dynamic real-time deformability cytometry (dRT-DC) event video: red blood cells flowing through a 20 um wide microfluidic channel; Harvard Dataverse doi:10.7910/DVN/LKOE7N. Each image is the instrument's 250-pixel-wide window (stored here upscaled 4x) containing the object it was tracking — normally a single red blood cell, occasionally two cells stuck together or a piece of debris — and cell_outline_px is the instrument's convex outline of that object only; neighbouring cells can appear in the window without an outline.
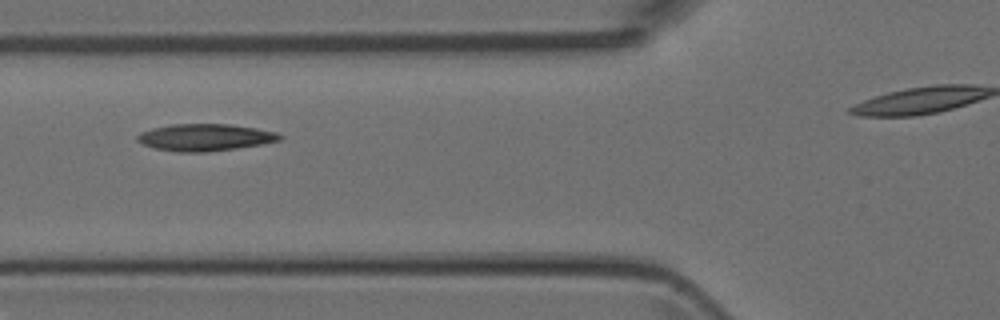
{"species": "Egyptian fruit bat (a non-hibernating species)", "species_latin": "Rousettus aegyptiacus", "temperature_condition": "room temperature", "stored_images_in_passage": 9, "segment_of_instrument_passage": [1, 2], "camera_frame_rate_fps": 3000, "um_per_image_px": 0.085, "animal": {"sex": "female"}, "frame": {"image": 1, "passage_image": 4, "time_ms": 4.333, "image_size_px": [1000, 320], "cell_outline_px": [[284, 136], [280, 140], [264, 144], [236, 148], [204, 152], [180, 152], [156, 148], [144, 144], [136, 140], [136, 136], [140, 132], [152, 128], [172, 124], [232, 124], [256, 128], [276, 132]], "centroid_in_image_um": [17.45, 11.67], "position_along_channel_um": 108.3, "area_um2": 22.37}}
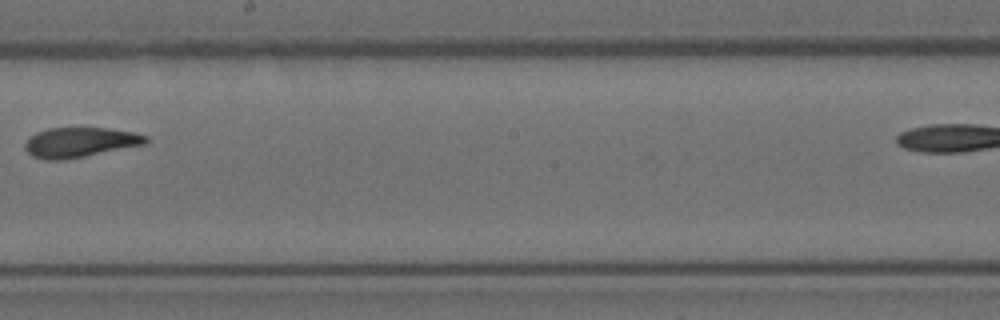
{"frame": {"image": 2, "passage_image": 7, "time_ms": 7.667, "image_size_px": [1000, 320], "cell_outline_px": [[148, 140], [144, 144], [84, 156], [60, 160], [48, 160], [32, 156], [24, 148], [24, 144], [36, 132], [48, 128], [108, 128], [136, 132], [148, 136]], "centroid_in_image_um": [6.8, 12.08], "position_along_channel_um": 241.4, "area_um2": 20.81}}
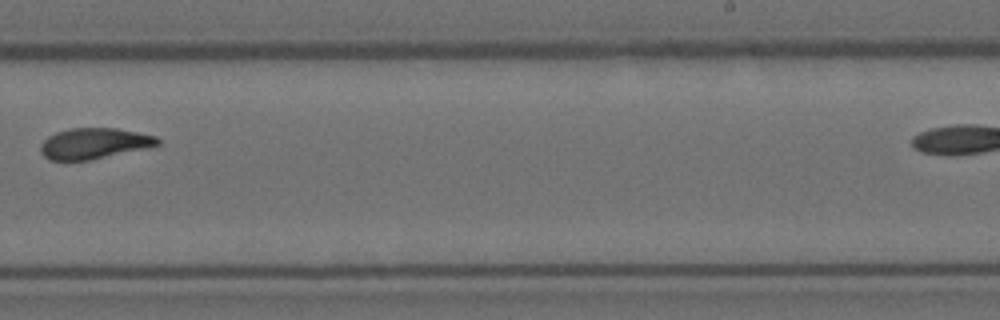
{"frame": {"image": 3, "passage_image": 8, "time_ms": 8.667, "image_size_px": [1000, 320], "cell_outline_px": [[160, 144], [144, 148], [92, 160], [48, 160], [40, 152], [40, 144], [48, 136], [56, 132], [72, 128], [116, 128], [156, 136], [160, 140]], "centroid_in_image_um": [7.96, 12.19], "position_along_channel_um": 281.0, "area_um2": 20.92}}